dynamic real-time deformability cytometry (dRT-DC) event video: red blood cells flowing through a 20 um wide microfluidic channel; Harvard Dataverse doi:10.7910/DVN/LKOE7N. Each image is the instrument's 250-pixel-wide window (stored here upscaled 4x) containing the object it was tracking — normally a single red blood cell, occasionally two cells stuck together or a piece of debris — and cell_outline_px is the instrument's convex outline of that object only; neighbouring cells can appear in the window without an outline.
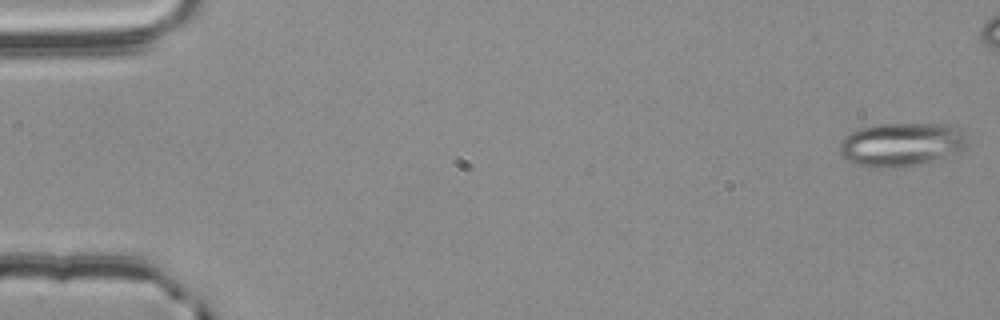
{"species": "common noctule bat (a hibernating species)", "species_latin": "Nyctalus noctula", "temperature_condition": "room temperature", "stored_images_in_passage": 11, "camera_frame_rate_fps": 3000, "um_per_image_px": 0.085, "animal": {"sex": "male", "body_mass_g": 20.4}, "frame": {"image": 1, "passage_image": 1, "time_ms": 0.0, "image_size_px": [1000, 320], "cell_outline_px": [[968, 144], [964, 148], [928, 164], [904, 168], [876, 168], [856, 164], [840, 156], [840, 140], [844, 136], [856, 128], [876, 124], [948, 124], [956, 128], [964, 136]], "centroid_in_image_um": [76.56, 12.3], "position_along_channel_um": 8.4, "area_um2": 32.95}}